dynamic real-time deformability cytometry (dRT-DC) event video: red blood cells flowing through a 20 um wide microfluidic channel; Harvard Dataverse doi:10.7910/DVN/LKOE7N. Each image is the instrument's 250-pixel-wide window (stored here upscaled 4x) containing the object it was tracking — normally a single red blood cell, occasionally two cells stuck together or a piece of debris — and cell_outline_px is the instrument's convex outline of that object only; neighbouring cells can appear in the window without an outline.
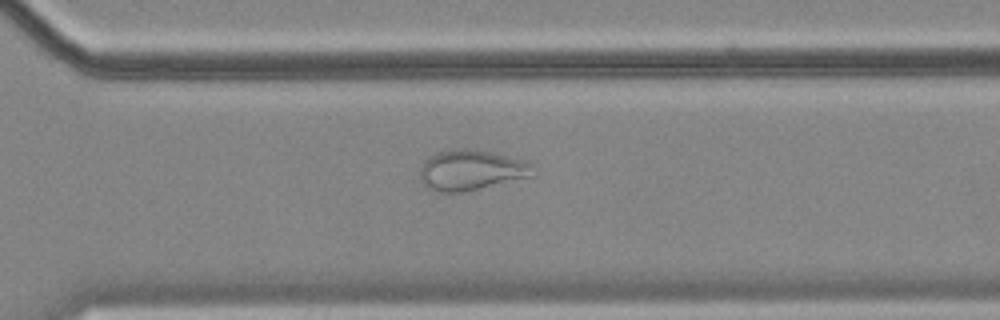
{"species": "common noctule bat (a hibernating species)", "species_latin": "Nyctalus noctula", "temperature_condition": "cold", "stored_images_in_passage": 33, "camera_frame_rate_fps": 3000, "um_per_image_px": 0.085, "animal": {"sex": "female", "body_mass_g": 18.4}, "frame": {"image": 1, "passage_image": 24, "time_ms": 7.667, "image_size_px": [1000, 320], "cell_outline_px": [[536, 176], [464, 192], [436, 192], [424, 188], [420, 184], [420, 168], [424, 160], [428, 156], [436, 152], [464, 148], [468, 148], [492, 152], [528, 160], [536, 164]], "centroid_in_image_um": [40.1, 14.47], "position_along_channel_um": 330.5, "area_um2": 27.63}}